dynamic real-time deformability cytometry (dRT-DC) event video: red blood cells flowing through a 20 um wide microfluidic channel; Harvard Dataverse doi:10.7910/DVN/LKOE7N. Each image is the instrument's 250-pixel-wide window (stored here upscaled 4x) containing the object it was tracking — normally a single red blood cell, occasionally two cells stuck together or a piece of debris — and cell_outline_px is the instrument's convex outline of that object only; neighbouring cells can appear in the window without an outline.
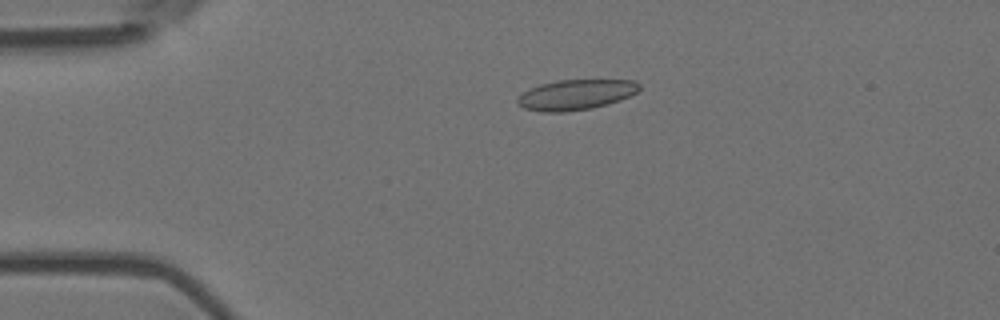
{"species": "Egyptian fruit bat (a non-hibernating species)", "species_latin": "Rousettus aegyptiacus", "temperature_condition": "room temperature", "stored_images_in_passage": 4, "camera_frame_rate_fps": 3000, "um_per_image_px": 0.085, "animal": {"sex": "female"}, "frame": {"image": 1, "passage_image": 2, "time_ms": 0.333, "image_size_px": [1000, 320], "cell_outline_px": [[640, 88], [636, 92], [620, 100], [608, 104], [592, 108], [564, 112], [540, 112], [524, 108], [516, 104], [516, 100], [524, 92], [540, 84], [556, 80], [632, 80], [640, 84]], "centroid_in_image_um": [48.93, 8.05], "position_along_channel_um": 36.1, "area_um2": 21.44}}
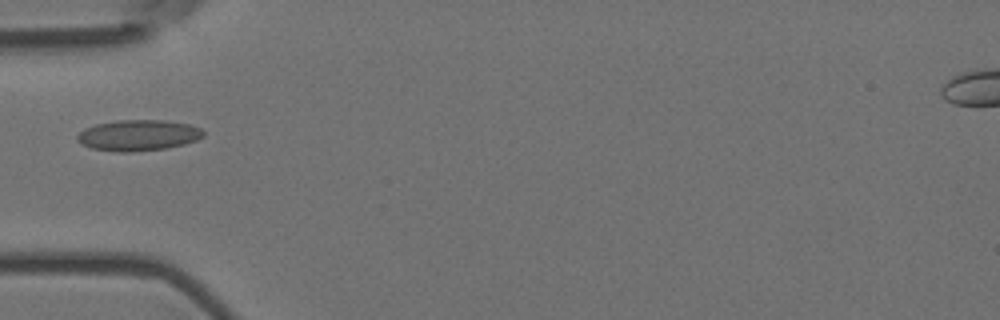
{"frame": {"image": 2, "passage_image": 4, "time_ms": 1.0, "image_size_px": [1000, 320], "cell_outline_px": [[204, 136], [196, 140], [184, 144], [164, 148], [132, 152], [120, 152], [92, 148], [80, 144], [76, 140], [76, 136], [84, 128], [96, 124], [116, 120], [164, 120], [188, 124], [200, 128], [204, 132]], "centroid_in_image_um": [11.72, 11.49], "position_along_channel_um": 73.3, "area_um2": 22.72}}